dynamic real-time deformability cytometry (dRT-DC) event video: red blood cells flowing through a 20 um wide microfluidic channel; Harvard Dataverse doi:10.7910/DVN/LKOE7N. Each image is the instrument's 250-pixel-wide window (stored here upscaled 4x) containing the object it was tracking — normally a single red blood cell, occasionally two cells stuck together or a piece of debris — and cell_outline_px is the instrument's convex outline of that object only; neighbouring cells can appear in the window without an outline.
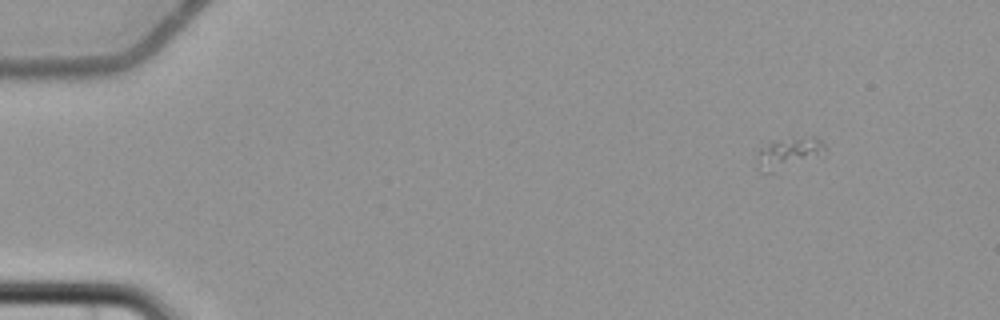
{"species": "common noctule bat (a hibernating species)", "species_latin": "Nyctalus noctula", "temperature_condition": "cold", "stored_images_in_passage": 6, "camera_frame_rate_fps": 3000, "um_per_image_px": 0.085, "animal": {"sex": "female", "body_mass_g": 22.7, "forearm_length_mm": 54.2}, "frame": {"image": 1, "passage_image": 2, "time_ms": 1.333, "image_size_px": [1000, 320], "cell_outline_px": [[828, 152], [772, 172], [760, 172], [760, 148], [768, 144], [812, 136], [816, 136], [828, 148]], "centroid_in_image_um": [67.15, 13.0], "position_along_channel_um": 17.9, "area_um2": 11.27}}
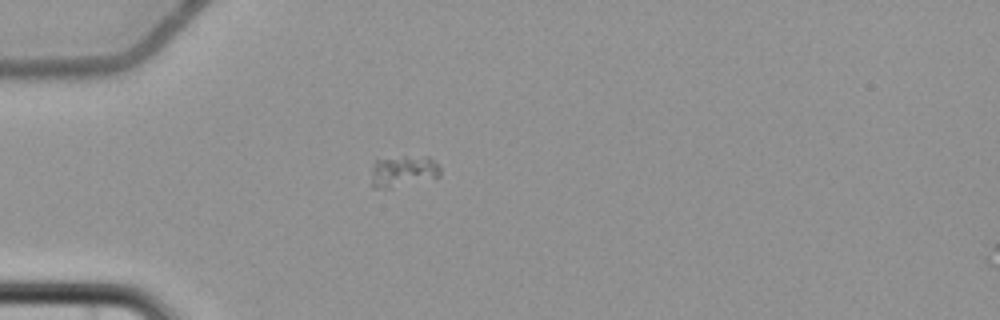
{"frame": {"image": 2, "passage_image": 5, "time_ms": 5.0, "image_size_px": [1000, 320], "cell_outline_px": [[440, 176], [392, 188], [372, 188], [372, 164], [376, 160], [404, 156], [428, 156], [440, 168]], "centroid_in_image_um": [34.24, 14.55], "position_along_channel_um": 50.8, "area_um2": 12.54}}